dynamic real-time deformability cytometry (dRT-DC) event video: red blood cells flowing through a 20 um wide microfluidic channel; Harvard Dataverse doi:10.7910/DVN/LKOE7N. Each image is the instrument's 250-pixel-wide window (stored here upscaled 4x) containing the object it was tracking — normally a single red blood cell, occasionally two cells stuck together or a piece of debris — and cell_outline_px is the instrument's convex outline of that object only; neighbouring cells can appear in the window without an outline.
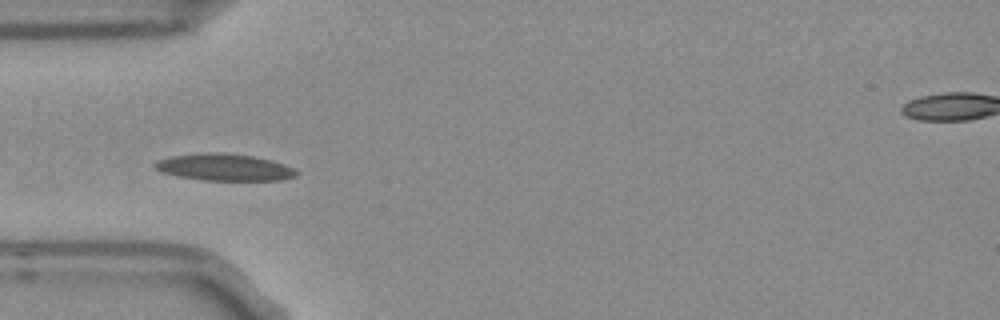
{"species": "Egyptian fruit bat (a non-hibernating species)", "species_latin": "Rousettus aegyptiacus", "temperature_condition": "room temperature", "stored_images_in_passage": 4, "camera_frame_rate_fps": 3000, "um_per_image_px": 0.085, "frame": {"image": 1, "passage_image": 4, "time_ms": 1.0, "image_size_px": [1000, 320], "cell_outline_px": [[300, 172], [296, 176], [280, 180], [200, 180], [160, 172], [152, 168], [152, 164], [156, 160], [172, 156], [204, 152], [216, 152], [252, 156], [284, 164]], "centroid_in_image_um": [19.0, 14.22], "position_along_channel_um": 66.0, "area_um2": 22.14}}